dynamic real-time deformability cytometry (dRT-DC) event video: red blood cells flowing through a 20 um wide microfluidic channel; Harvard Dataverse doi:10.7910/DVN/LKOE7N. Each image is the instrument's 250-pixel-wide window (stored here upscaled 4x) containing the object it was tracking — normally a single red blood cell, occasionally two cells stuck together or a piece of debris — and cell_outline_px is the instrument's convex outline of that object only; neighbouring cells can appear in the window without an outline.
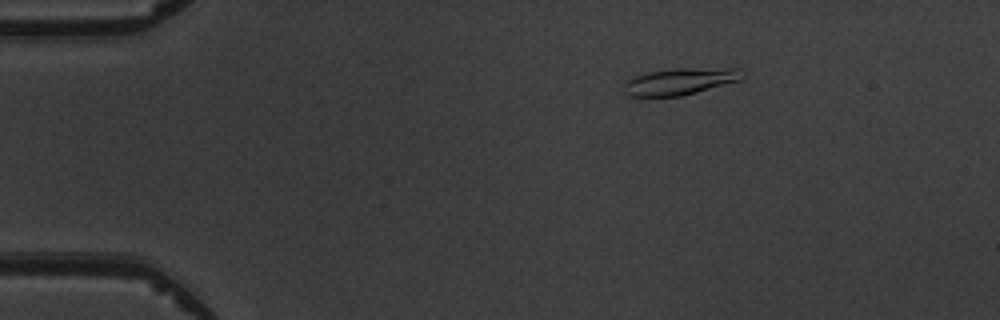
{"species": "common noctule bat (a hibernating species)", "species_latin": "Nyctalus noctula", "temperature_condition": "warm", "stored_images_in_passage": 3, "camera_frame_rate_fps": 3000, "um_per_image_px": 0.085, "animal": {"sex": "male", "body_mass_g": 19.5, "forearm_length_mm": 54.6}, "frame": {"image": 1, "passage_image": 2, "time_ms": 1.0, "image_size_px": [1000, 320], "cell_outline_px": [[744, 76], [740, 80], [696, 92], [680, 96], [628, 96], [624, 92], [624, 84], [632, 76], [648, 72], [672, 68], [740, 68]], "centroid_in_image_um": [57.78, 6.9], "position_along_channel_um": 27.2, "area_um2": 18.44}}